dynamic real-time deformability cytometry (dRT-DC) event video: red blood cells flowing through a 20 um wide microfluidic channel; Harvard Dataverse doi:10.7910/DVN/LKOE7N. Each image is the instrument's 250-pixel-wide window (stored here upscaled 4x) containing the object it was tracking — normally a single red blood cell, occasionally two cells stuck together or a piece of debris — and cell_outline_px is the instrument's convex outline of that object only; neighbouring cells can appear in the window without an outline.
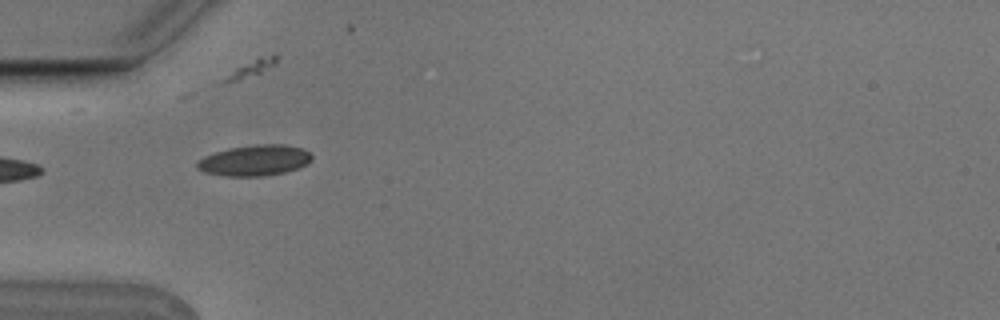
{"species": "Egyptian fruit bat (a non-hibernating species)", "species_latin": "Rousettus aegyptiacus", "temperature_condition": "cold", "stored_images_in_passage": 4, "camera_frame_rate_fps": 3000, "um_per_image_px": 0.085, "animal": {"sex": "male"}, "frame": {"image": 1, "passage_image": 1, "time_ms": 0.0, "image_size_px": [1000, 320], "cell_outline_px": [[312, 160], [308, 164], [300, 168], [284, 172], [260, 176], [224, 176], [204, 172], [196, 168], [196, 160], [204, 156], [228, 148], [256, 144], [280, 144], [300, 148], [308, 152], [312, 156]], "centroid_in_image_um": [21.61, 13.64], "position_along_channel_um": 63.4, "area_um2": 20.63}}
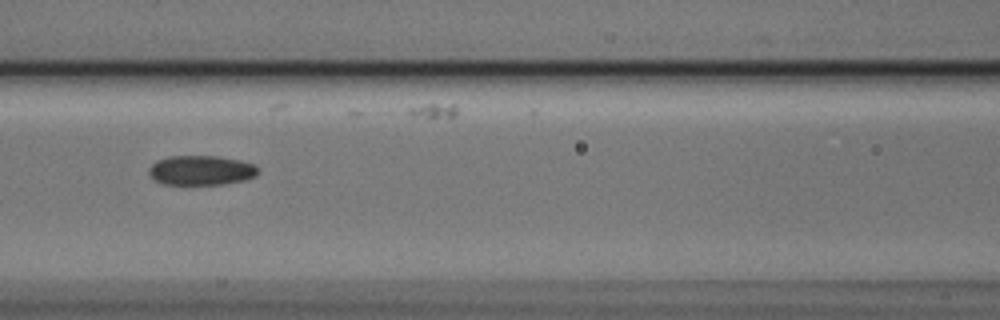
{"frame": {"image": 2, "passage_image": 3, "time_ms": 0.667, "image_size_px": [1000, 320], "cell_outline_px": [[260, 172], [256, 176], [244, 180], [224, 184], [160, 184], [152, 180], [148, 172], [148, 168], [156, 160], [168, 156], [220, 156], [240, 160], [256, 164], [260, 168]], "centroid_in_image_um": [17.1, 14.47], "position_along_channel_um": 149.5, "area_um2": 19.31}}